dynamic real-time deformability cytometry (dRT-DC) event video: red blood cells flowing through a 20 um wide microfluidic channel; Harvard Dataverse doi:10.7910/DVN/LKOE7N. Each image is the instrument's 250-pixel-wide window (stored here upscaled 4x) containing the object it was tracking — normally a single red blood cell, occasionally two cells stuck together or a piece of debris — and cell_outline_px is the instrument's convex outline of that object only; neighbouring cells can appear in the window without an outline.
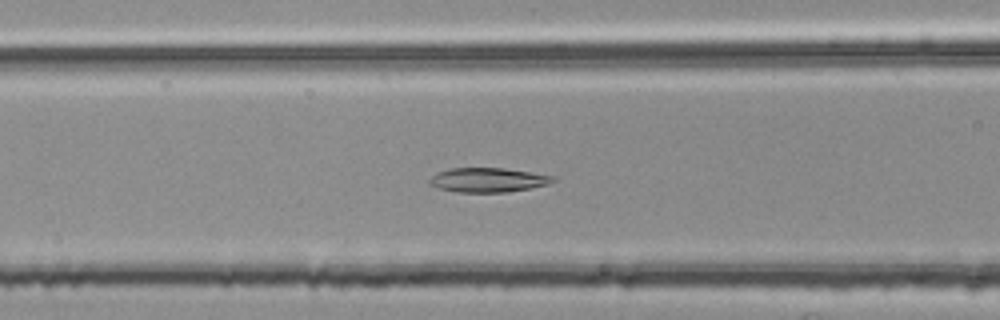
{"species": "common noctule bat (a hibernating species)", "species_latin": "Nyctalus noctula", "temperature_condition": "room temperature", "stored_images_in_passage": 52, "camera_frame_rate_fps": 3000, "um_per_image_px": 0.085, "animal": {"sex": "female", "body_mass_g": 25.1}, "frame": {"image": 1, "passage_image": 21, "time_ms": 6.667, "image_size_px": [1000, 320], "cell_outline_px": [[556, 180], [548, 184], [508, 192], [460, 192], [440, 188], [428, 184], [428, 180], [436, 172], [452, 168], [504, 168], [556, 176]], "centroid_in_image_um": [41.47, 15.29], "position_along_channel_um": 125.1, "area_um2": 17.46}}
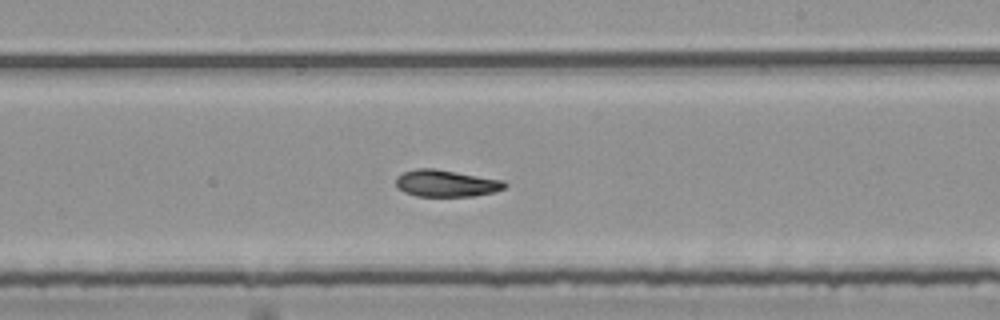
{"frame": {"image": 2, "passage_image": 31, "time_ms": 10.0, "image_size_px": [1000, 320], "cell_outline_px": [[508, 184], [504, 188], [492, 192], [472, 196], [416, 196], [404, 192], [396, 188], [396, 176], [404, 172], [416, 168], [432, 168], [504, 180]], "centroid_in_image_um": [37.88, 15.58], "position_along_channel_um": 251.1, "area_um2": 16.99}}
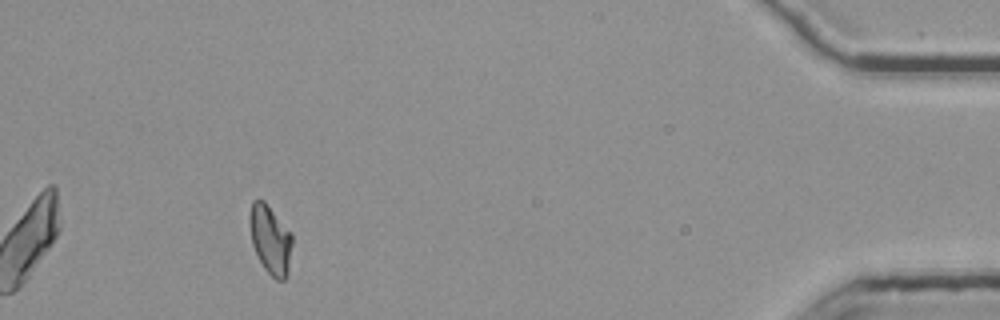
{"frame": {"image": 3, "passage_image": 49, "time_ms": 16.0, "image_size_px": [1000, 320], "cell_outline_px": [[292, 244], [288, 276], [284, 280], [276, 280], [264, 268], [252, 244], [248, 220], [248, 216], [252, 200], [264, 200], [292, 232]], "centroid_in_image_um": [22.98, 20.34], "position_along_channel_um": 412.2, "area_um2": 17.34}, "authors_computed_cell_mechanics": {"area_um2": 17.4556, "velocity_mm_per_s": 3.7859, "shape_relaxation_time_tau1_ms": null, "shape_relaxation_time_tau2_ms": 4.0347, "deformation_change_tau1": null, "deformation_change_tau2": 0.0767}}